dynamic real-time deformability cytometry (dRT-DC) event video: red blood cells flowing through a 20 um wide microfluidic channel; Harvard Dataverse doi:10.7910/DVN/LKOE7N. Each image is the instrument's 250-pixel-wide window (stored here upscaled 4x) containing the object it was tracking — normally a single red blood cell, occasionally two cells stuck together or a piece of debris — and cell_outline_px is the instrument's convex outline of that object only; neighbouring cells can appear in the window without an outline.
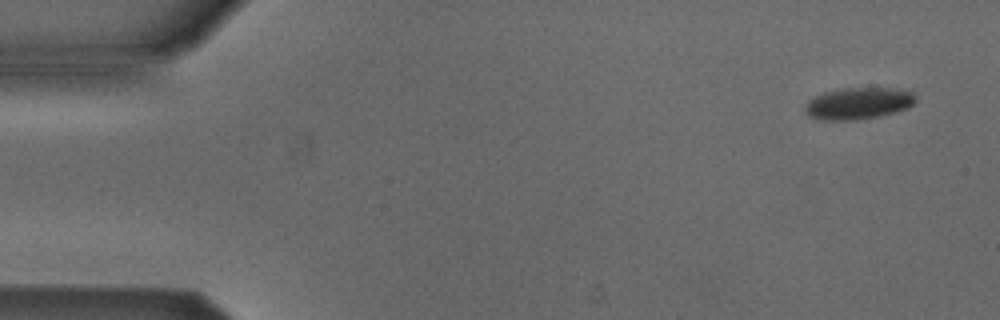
{"species": "Egyptian fruit bat (a non-hibernating species)", "species_latin": "Rousettus aegyptiacus", "temperature_condition": "cold", "stored_images_in_passage": 8, "camera_frame_rate_fps": 3000, "um_per_image_px": 0.085, "animal": {"sex": "male"}, "frame": {"image": 1, "passage_image": 1, "time_ms": 0.0, "image_size_px": [1000, 320], "cell_outline_px": [[916, 100], [912, 104], [904, 108], [892, 112], [876, 116], [856, 120], [828, 120], [808, 116], [804, 112], [804, 108], [808, 100], [824, 92], [844, 88], [892, 88], [912, 92], [916, 96]], "centroid_in_image_um": [72.91, 8.78], "position_along_channel_um": 12.1, "area_um2": 20.11}}
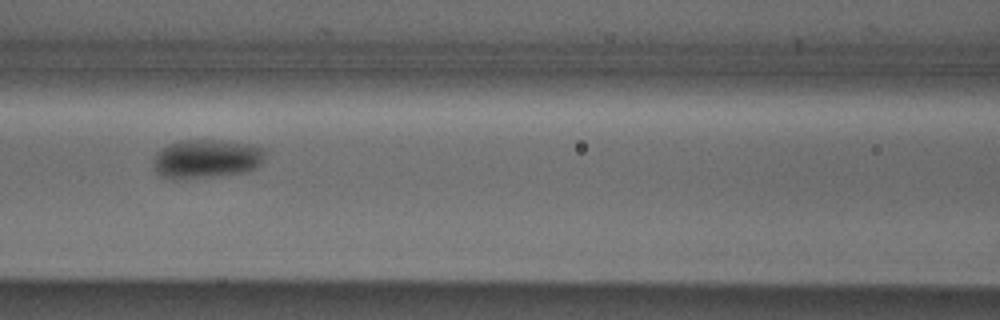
{"frame": {"image": 2, "passage_image": 6, "time_ms": 6.667, "image_size_px": [1000, 320], "cell_outline_px": [[264, 160], [256, 168], [248, 172], [212, 176], [160, 176], [152, 168], [152, 160], [156, 152], [160, 148], [168, 144], [180, 140], [212, 140], [252, 144], [264, 148]], "centroid_in_image_um": [17.55, 13.46], "position_along_channel_um": 149.0, "area_um2": 24.97}}
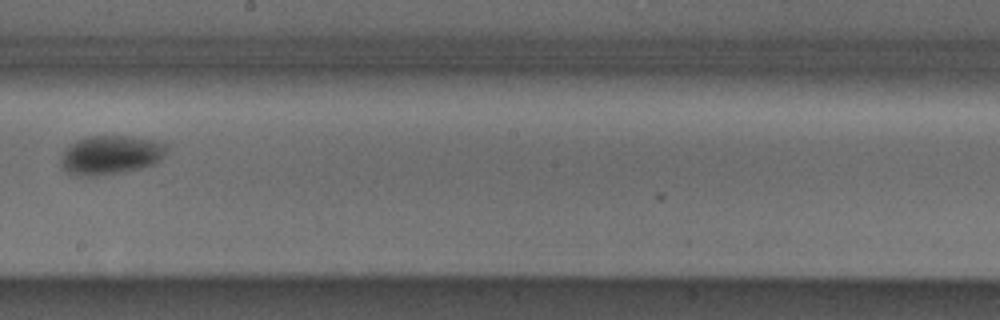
{"frame": {"image": 3, "passage_image": 8, "time_ms": 9.0, "image_size_px": [1000, 320], "cell_outline_px": [[168, 152], [156, 164], [140, 168], [120, 172], [92, 176], [84, 176], [68, 172], [60, 164], [60, 160], [64, 152], [76, 140], [88, 136], [128, 136], [152, 140], [168, 144]], "centroid_in_image_um": [9.46, 13.16], "position_along_channel_um": 238.7, "area_um2": 23.87}}